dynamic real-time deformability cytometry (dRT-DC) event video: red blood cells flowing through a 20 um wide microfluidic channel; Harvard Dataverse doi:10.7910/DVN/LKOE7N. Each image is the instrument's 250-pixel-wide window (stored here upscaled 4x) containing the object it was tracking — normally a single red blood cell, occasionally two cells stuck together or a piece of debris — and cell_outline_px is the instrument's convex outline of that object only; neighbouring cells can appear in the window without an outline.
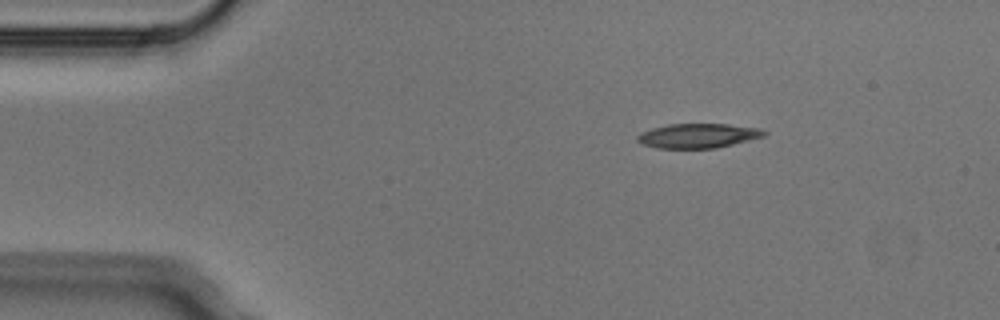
{"species": "Egyptian fruit bat (a non-hibernating species)", "species_latin": "Rousettus aegyptiacus", "temperature_condition": "cold", "stored_images_in_passage": 6, "camera_frame_rate_fps": 3000, "um_per_image_px": 0.085, "animal": {"sex": "male"}, "frame": {"image": 1, "passage_image": 6, "time_ms": 1.667, "image_size_px": [1000, 320], "cell_outline_px": [[768, 132], [764, 136], [716, 148], [656, 148], [644, 144], [636, 140], [636, 136], [640, 132], [652, 128], [668, 124], [728, 124], [760, 128]], "centroid_in_image_um": [59.31, 11.53], "position_along_channel_um": 25.7, "area_um2": 18.03}}